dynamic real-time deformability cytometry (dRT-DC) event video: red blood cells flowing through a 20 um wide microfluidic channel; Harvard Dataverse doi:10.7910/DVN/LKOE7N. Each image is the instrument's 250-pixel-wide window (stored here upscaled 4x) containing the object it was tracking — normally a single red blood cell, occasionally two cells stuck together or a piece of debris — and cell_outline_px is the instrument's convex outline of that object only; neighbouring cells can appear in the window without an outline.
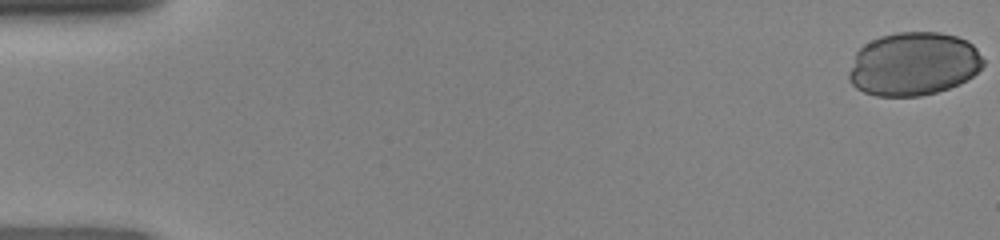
{"species": "human", "species_latin": "Homo sapiens", "temperature_condition": "room temperature", "stored_images_in_passage": 48, "camera_frame_rate_fps": 3000, "um_per_image_px": 0.085, "donor": {"sex": "female"}, "frame": {"image": 1, "passage_image": 1, "time_ms": 0.0, "image_size_px": [1000, 240], "cell_outline_px": [[984, 64], [972, 76], [960, 84], [936, 92], [920, 96], [876, 96], [864, 92], [856, 88], [848, 80], [848, 72], [856, 52], [864, 44], [880, 36], [896, 32], [940, 32], [956, 36], [968, 40], [976, 48], [984, 60]], "centroid_in_image_um": [77.64, 5.43], "position_along_channel_um": 7.4, "area_um2": 49.88}}
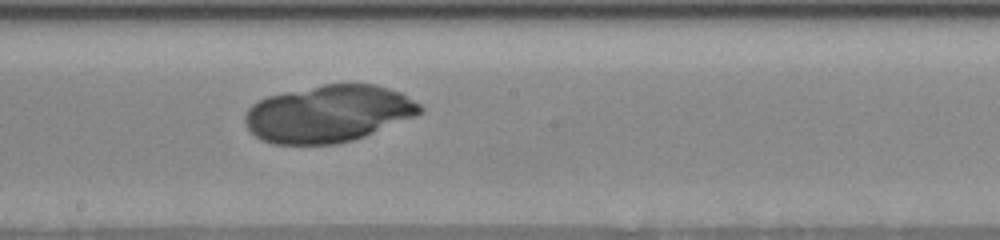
{"frame": {"image": 2, "passage_image": 27, "time_ms": 8.667, "image_size_px": [1000, 240], "cell_outline_px": [[424, 112], [416, 116], [364, 136], [352, 140], [336, 144], [272, 144], [260, 140], [244, 124], [244, 116], [248, 108], [252, 104], [268, 96], [284, 92], [324, 84], [376, 84], [404, 92], [420, 104], [424, 108]], "centroid_in_image_um": [27.94, 9.66], "position_along_channel_um": 220.3, "area_um2": 58.55}}
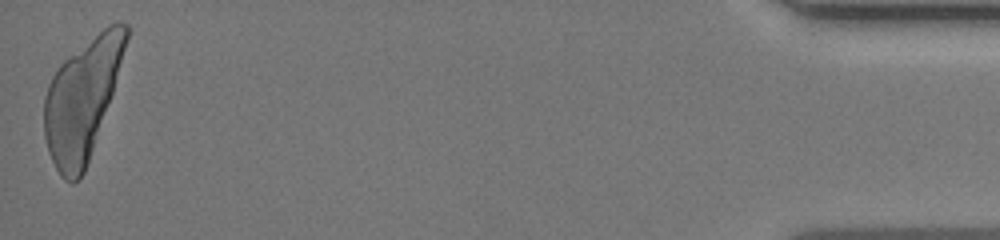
{"frame": {"image": 3, "passage_image": 48, "time_ms": 15.667, "image_size_px": [1000, 240], "cell_outline_px": [[128, 40], [112, 92], [84, 172], [72, 184], [64, 180], [60, 176], [48, 152], [44, 136], [44, 96], [48, 84], [52, 76], [60, 64], [68, 56], [108, 24], [120, 20], [128, 24]], "centroid_in_image_um": [6.96, 8.41], "position_along_channel_um": 428.2, "area_um2": 56.64}}